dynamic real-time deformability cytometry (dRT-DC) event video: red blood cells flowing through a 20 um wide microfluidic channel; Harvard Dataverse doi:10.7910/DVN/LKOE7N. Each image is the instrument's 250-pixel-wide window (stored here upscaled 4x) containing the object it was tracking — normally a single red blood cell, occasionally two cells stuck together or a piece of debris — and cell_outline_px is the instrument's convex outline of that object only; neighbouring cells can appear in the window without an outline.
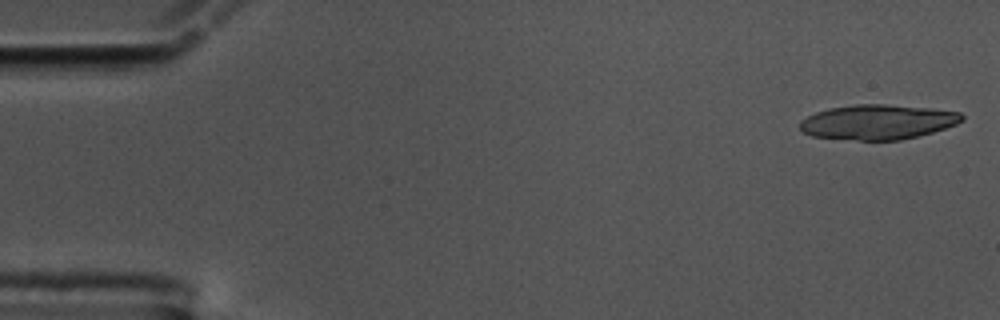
{"species": "common noctule bat (a hibernating species)", "species_latin": "Nyctalus noctula", "temperature_condition": "cold", "stored_images_in_passage": 55, "segment_of_instrument_passage": [1, 2], "camera_frame_rate_fps": 3000, "um_per_image_px": 0.085, "animal": {"sex": "male", "body_mass_g": 17.5, "forearm_length_mm": 52.3}, "frame": {"image": 1, "passage_image": 1, "time_ms": 0.0, "image_size_px": [1000, 320], "cell_outline_px": [[964, 120], [956, 124], [932, 132], [900, 140], [860, 140], [812, 136], [804, 132], [800, 128], [800, 120], [816, 112], [828, 108], [856, 104], [884, 104], [932, 108], [960, 112], [964, 116]], "centroid_in_image_um": [74.62, 10.36], "position_along_channel_um": 10.4, "area_um2": 32.77}}